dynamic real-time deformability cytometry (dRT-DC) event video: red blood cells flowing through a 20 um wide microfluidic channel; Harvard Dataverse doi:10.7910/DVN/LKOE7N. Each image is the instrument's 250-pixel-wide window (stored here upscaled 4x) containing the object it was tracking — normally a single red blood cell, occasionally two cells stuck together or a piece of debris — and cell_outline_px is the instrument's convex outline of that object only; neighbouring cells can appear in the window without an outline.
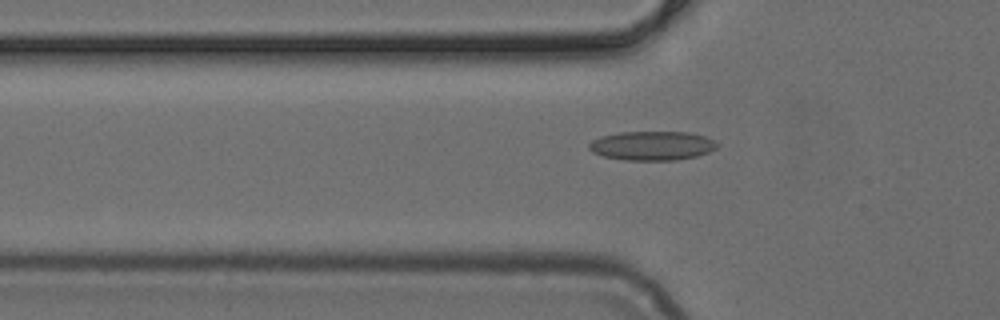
{"species": "common noctule bat (a hibernating species)", "species_latin": "Nyctalus noctula", "temperature_condition": "cold", "stored_images_in_passage": 6, "camera_frame_rate_fps": 3000, "um_per_image_px": 0.085, "animal": {"sex": "female", "body_mass_g": 24.6, "forearm_length_mm": 56.2}, "frame": {"image": 1, "passage_image": 3, "time_ms": 0.667, "image_size_px": [1000, 320], "cell_outline_px": [[720, 144], [716, 148], [708, 152], [696, 156], [676, 160], [624, 160], [604, 156], [592, 152], [588, 148], [588, 144], [592, 140], [600, 136], [616, 132], [688, 132], [704, 136]], "centroid_in_image_um": [55.4, 12.38], "position_along_channel_um": 70.4, "area_um2": 21.79}}